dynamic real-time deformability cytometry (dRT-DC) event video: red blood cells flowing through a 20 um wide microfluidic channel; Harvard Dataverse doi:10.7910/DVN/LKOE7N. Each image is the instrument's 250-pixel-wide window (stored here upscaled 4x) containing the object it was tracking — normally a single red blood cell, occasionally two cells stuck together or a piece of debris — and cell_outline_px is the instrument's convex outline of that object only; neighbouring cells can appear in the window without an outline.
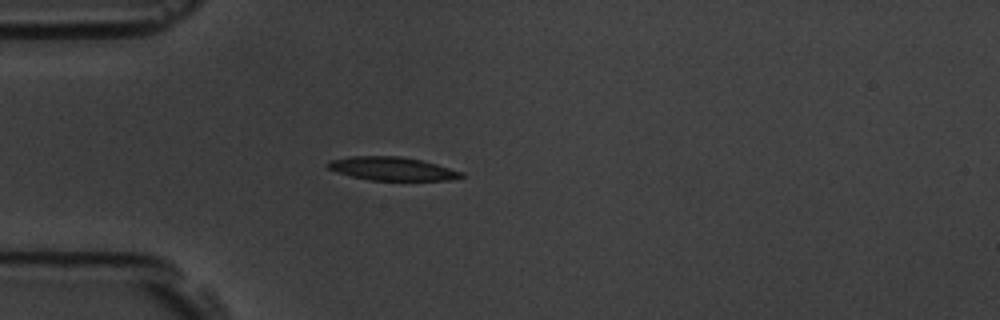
{"species": "common noctule bat (a hibernating species)", "species_latin": "Nyctalus noctula", "temperature_condition": "room temperature", "stored_images_in_passage": 1, "camera_frame_rate_fps": 3000, "um_per_image_px": 0.085, "animal": {"sex": "male", "body_mass_g": 19.5, "forearm_length_mm": 54.6}, "frame": {"image": 1, "passage_image": 1, "time_ms": 0.0, "image_size_px": [1000, 320], "cell_outline_px": [[464, 176], [452, 180], [368, 180], [336, 172], [328, 168], [324, 164], [328, 160], [352, 156], [400, 156], [420, 160], [436, 164], [464, 172]], "centroid_in_image_um": [33.3, 14.34], "position_along_channel_um": 51.7, "area_um2": 18.26}}